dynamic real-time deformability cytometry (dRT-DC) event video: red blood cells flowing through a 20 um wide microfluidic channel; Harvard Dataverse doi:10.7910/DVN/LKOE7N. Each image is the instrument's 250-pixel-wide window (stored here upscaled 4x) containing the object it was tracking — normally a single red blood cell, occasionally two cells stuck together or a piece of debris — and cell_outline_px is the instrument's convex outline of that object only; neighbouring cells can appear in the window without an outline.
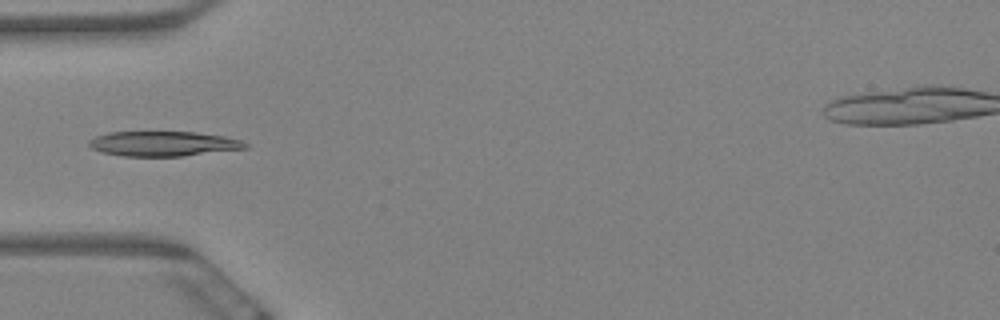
{"species": "Egyptian fruit bat (a non-hibernating species)", "species_latin": "Rousettus aegyptiacus", "temperature_condition": "warm", "stored_images_in_passage": 8, "camera_frame_rate_fps": 3000, "um_per_image_px": 0.085, "animal": {"sex": "female"}, "frame": {"image": 1, "passage_image": 5, "time_ms": 1.333, "image_size_px": [1000, 320], "cell_outline_px": [[248, 148], [184, 156], [120, 156], [100, 152], [92, 148], [88, 144], [88, 140], [96, 136], [108, 132], [196, 132], [224, 136], [240, 140], [248, 144]], "centroid_in_image_um": [13.86, 12.22], "position_along_channel_um": 71.1, "area_um2": 22.77}}
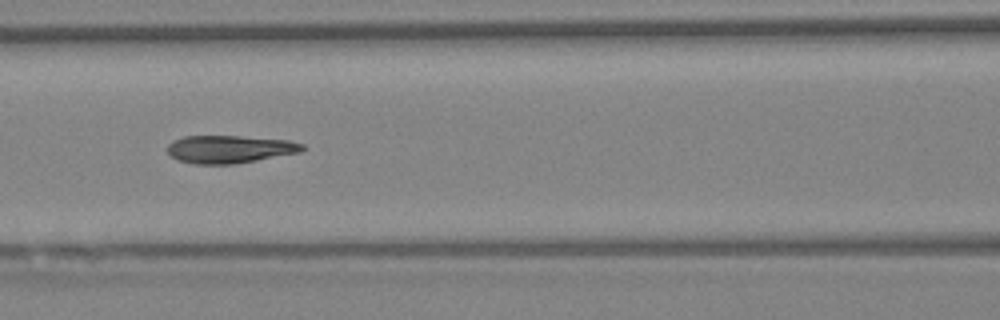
{"frame": {"image": 2, "passage_image": 7, "time_ms": 2.0, "image_size_px": [1000, 320], "cell_outline_px": [[304, 148], [300, 152], [256, 160], [232, 164], [196, 164], [180, 160], [172, 156], [168, 152], [168, 144], [172, 140], [184, 136], [240, 136], [288, 140], [304, 144]], "centroid_in_image_um": [19.51, 12.67], "position_along_channel_um": 147.1, "area_um2": 21.62}}
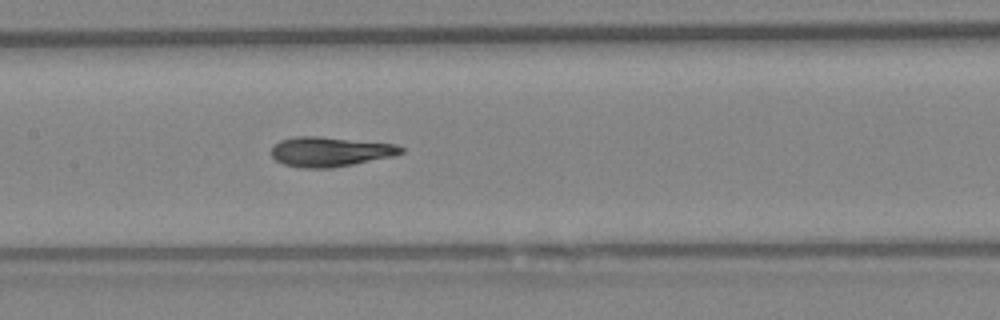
{"frame": {"image": 3, "passage_image": 8, "time_ms": 2.333, "image_size_px": [1000, 320], "cell_outline_px": [[404, 152], [396, 156], [332, 168], [300, 168], [284, 164], [276, 160], [272, 156], [272, 148], [280, 140], [292, 136], [320, 136], [396, 144], [404, 148]], "centroid_in_image_um": [28.09, 12.89], "position_along_channel_um": 179.3, "area_um2": 22.66}}